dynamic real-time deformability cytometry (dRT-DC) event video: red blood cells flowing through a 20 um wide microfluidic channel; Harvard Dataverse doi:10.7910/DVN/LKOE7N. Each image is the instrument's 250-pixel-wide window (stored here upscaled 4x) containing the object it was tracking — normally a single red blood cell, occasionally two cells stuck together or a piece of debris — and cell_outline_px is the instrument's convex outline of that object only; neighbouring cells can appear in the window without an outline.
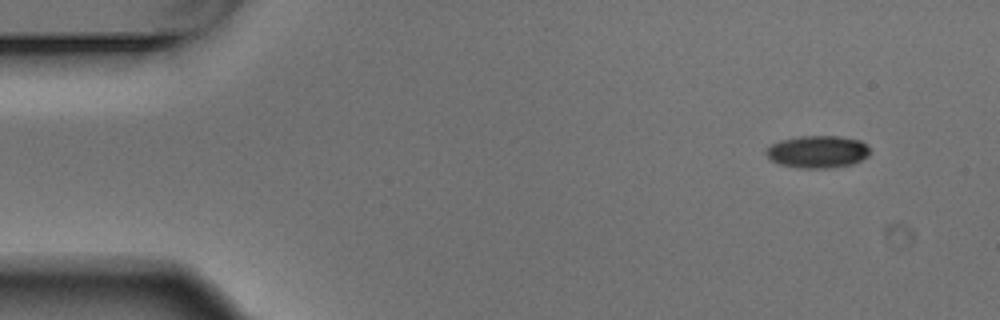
{"species": "Egyptian fruit bat (a non-hibernating species)", "species_latin": "Rousettus aegyptiacus", "temperature_condition": "warm", "stored_images_in_passage": 3, "camera_frame_rate_fps": 3000, "um_per_image_px": 0.085, "animal": {"sex": "male"}, "frame": {"image": 1, "passage_image": 1, "time_ms": 0.0, "image_size_px": [1000, 320], "cell_outline_px": [[872, 152], [868, 156], [852, 164], [828, 168], [800, 168], [780, 164], [772, 160], [764, 152], [772, 144], [784, 140], [800, 136], [836, 136], [860, 140]], "centroid_in_image_um": [69.52, 12.9], "position_along_channel_um": 15.5, "area_um2": 19.31}}
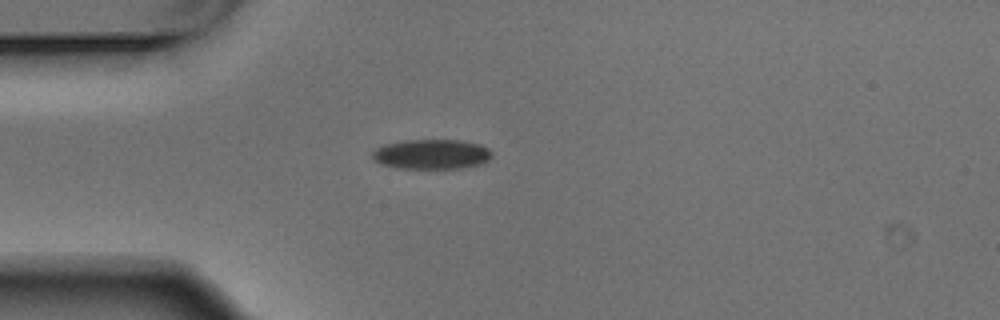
{"frame": {"image": 2, "passage_image": 3, "time_ms": 0.667, "image_size_px": [1000, 320], "cell_outline_px": [[492, 156], [484, 164], [464, 168], [396, 168], [380, 164], [372, 160], [372, 152], [376, 148], [384, 144], [404, 140], [460, 140], [480, 144], [488, 148], [492, 152]], "centroid_in_image_um": [36.68, 13.11], "position_along_channel_um": 48.3, "area_um2": 21.1}}